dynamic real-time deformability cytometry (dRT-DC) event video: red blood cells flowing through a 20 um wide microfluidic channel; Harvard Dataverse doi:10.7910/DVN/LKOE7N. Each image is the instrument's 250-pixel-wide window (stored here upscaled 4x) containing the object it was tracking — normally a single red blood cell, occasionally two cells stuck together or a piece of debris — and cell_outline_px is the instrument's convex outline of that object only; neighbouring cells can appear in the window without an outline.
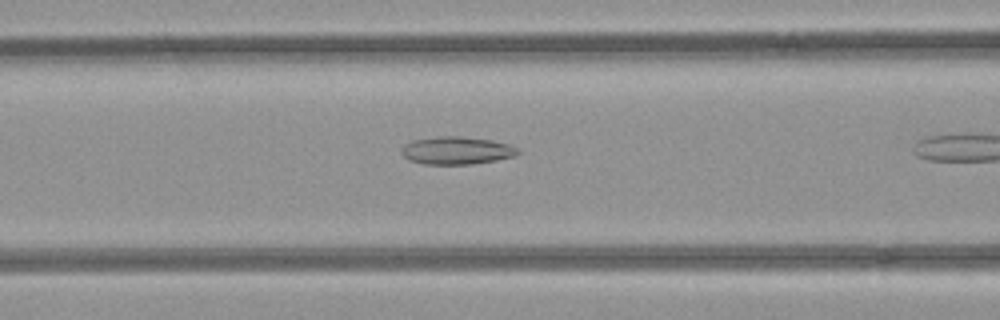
{"species": "common noctule bat (a hibernating species)", "species_latin": "Nyctalus noctula", "temperature_condition": "room temperature", "stored_images_in_passage": 8, "camera_frame_rate_fps": 3000, "um_per_image_px": 0.085, "animal": {"sex": "female", "body_mass_g": 21.9}, "frame": {"image": 1, "passage_image": 7, "time_ms": 2.0, "image_size_px": [1000, 320], "cell_outline_px": [[520, 152], [516, 156], [496, 160], [472, 164], [424, 164], [408, 160], [400, 152], [400, 148], [404, 144], [412, 140], [440, 136], [460, 136], [492, 140], [508, 144], [516, 148]], "centroid_in_image_um": [38.78, 12.79], "position_along_channel_um": 127.8, "area_um2": 18.9}}